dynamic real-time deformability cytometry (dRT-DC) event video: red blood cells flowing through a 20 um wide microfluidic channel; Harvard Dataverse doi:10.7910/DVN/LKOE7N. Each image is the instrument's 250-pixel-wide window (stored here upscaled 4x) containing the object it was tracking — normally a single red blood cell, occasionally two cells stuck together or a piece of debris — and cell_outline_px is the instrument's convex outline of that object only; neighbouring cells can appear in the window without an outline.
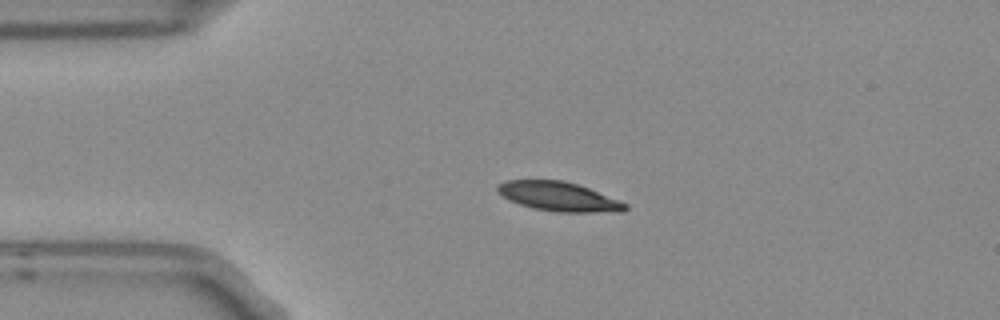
{"species": "Egyptian fruit bat (a non-hibernating species)", "species_latin": "Rousettus aegyptiacus", "temperature_condition": "room temperature", "stored_images_in_passage": 4, "camera_frame_rate_fps": 3000, "um_per_image_px": 0.085, "frame": {"image": 1, "passage_image": 3, "time_ms": 0.667, "image_size_px": [1000, 320], "cell_outline_px": [[628, 208], [624, 212], [560, 212], [532, 208], [520, 204], [504, 196], [496, 188], [496, 184], [504, 180], [564, 180], [588, 188], [628, 204]], "centroid_in_image_um": [47.51, 16.7], "position_along_channel_um": 37.5, "area_um2": 21.56}}